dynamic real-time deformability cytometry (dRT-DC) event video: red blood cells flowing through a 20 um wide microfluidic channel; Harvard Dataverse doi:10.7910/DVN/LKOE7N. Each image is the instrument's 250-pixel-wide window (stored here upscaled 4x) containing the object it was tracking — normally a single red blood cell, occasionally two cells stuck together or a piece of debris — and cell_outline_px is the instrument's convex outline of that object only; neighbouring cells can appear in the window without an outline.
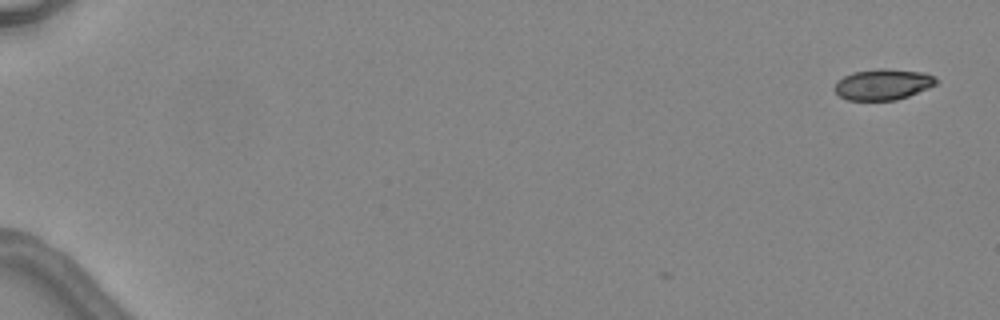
{"species": "common noctule bat (a hibernating species)", "species_latin": "Nyctalus noctula", "temperature_condition": "warm", "stored_images_in_passage": 2, "camera_frame_rate_fps": 3000, "um_per_image_px": 0.085, "animal": {"sex": "female", "body_mass_g": 24.6, "forearm_length_mm": 56.2}, "frame": {"image": 1, "passage_image": 2, "time_ms": 1.333, "image_size_px": [1000, 320], "cell_outline_px": [[940, 80], [936, 84], [928, 88], [908, 96], [896, 100], [848, 100], [840, 96], [836, 92], [836, 80], [852, 72], [880, 68], [884, 68], [924, 72]], "centroid_in_image_um": [75.06, 7.16], "position_along_channel_um": 9.9, "area_um2": 18.26}}